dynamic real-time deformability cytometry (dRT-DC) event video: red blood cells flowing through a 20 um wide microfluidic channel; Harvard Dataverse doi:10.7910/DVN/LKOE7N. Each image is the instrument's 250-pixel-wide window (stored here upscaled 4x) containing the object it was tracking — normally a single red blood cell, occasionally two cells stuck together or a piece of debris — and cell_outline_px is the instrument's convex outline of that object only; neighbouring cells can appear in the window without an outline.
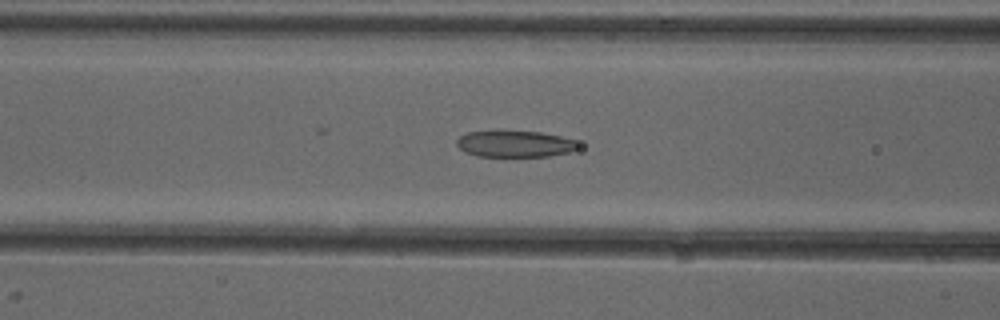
{"species": "common noctule bat (a hibernating species)", "species_latin": "Nyctalus noctula", "temperature_condition": "cold", "stored_images_in_passage": 37, "camera_frame_rate_fps": 3000, "um_per_image_px": 0.085, "animal": {"sex": "female"}, "frame": {"image": 1, "passage_image": 16, "time_ms": 5.0, "image_size_px": [1000, 320], "cell_outline_px": [[580, 148], [568, 152], [548, 156], [476, 156], [464, 152], [456, 144], [456, 140], [460, 136], [468, 132], [540, 132], [560, 136], [576, 140], [580, 144]], "centroid_in_image_um": [43.79, 12.24], "position_along_channel_um": 122.8, "area_um2": 18.5}}
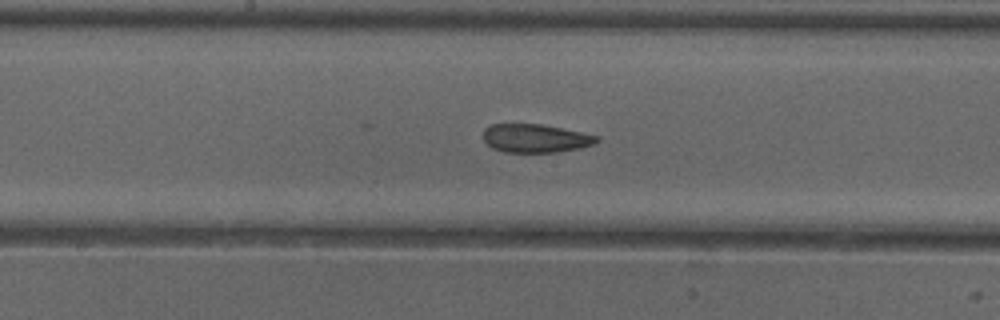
{"frame": {"image": 2, "passage_image": 22, "time_ms": 7.0, "image_size_px": [1000, 320], "cell_outline_px": [[600, 140], [596, 144], [580, 148], [556, 152], [504, 152], [492, 148], [484, 140], [484, 128], [492, 124], [540, 124], [600, 136]], "centroid_in_image_um": [45.53, 11.76], "position_along_channel_um": 202.7, "area_um2": 18.79}}
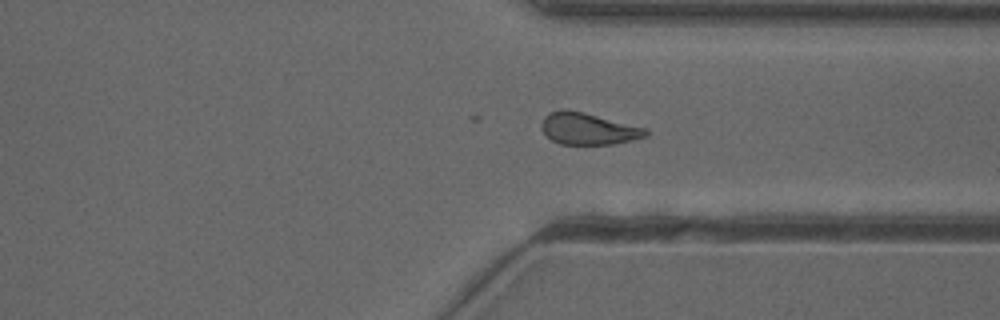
{"frame": {"image": 3, "passage_image": 34, "time_ms": 11.0, "image_size_px": [1000, 320], "cell_outline_px": [[648, 136], [632, 140], [612, 144], [560, 144], [552, 140], [544, 132], [540, 124], [544, 116], [548, 112], [560, 108], [568, 108], [648, 128]], "centroid_in_image_um": [49.99, 10.91], "position_along_channel_um": 361.4, "area_um2": 19.59}}